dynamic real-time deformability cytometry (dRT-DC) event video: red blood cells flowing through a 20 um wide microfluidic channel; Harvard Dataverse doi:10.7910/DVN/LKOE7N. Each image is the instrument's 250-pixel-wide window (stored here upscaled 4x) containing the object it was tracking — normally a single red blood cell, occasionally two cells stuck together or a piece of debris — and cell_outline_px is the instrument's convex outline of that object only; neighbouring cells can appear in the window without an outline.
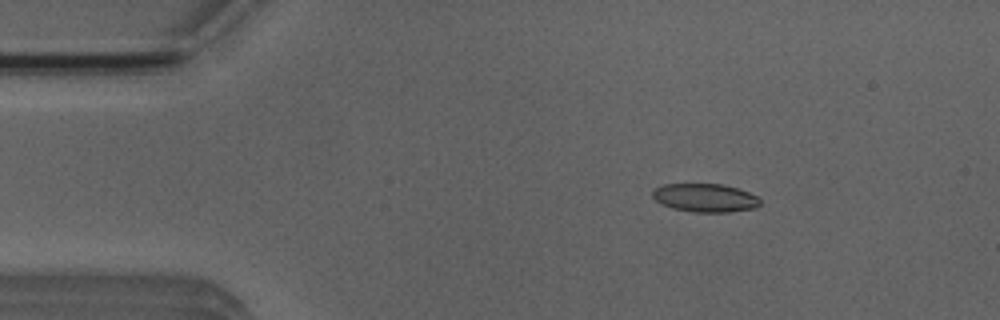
{"species": "Egyptian fruit bat (a non-hibernating species)", "species_latin": "Rousettus aegyptiacus", "temperature_condition": "room temperature", "stored_images_in_passage": 52, "segment_of_instrument_passage": [1, 2], "camera_frame_rate_fps": 3000, "um_per_image_px": 0.085, "animal": {"sex": "male"}, "frame": {"image": 1, "passage_image": 7, "time_ms": 2.0, "image_size_px": [1000, 320], "cell_outline_px": [[760, 204], [756, 208], [728, 212], [692, 212], [672, 208], [660, 204], [652, 196], [652, 188], [664, 184], [724, 184], [748, 192], [756, 196], [760, 200]], "centroid_in_image_um": [59.9, 16.81], "position_along_channel_um": 25.1, "area_um2": 17.92}}
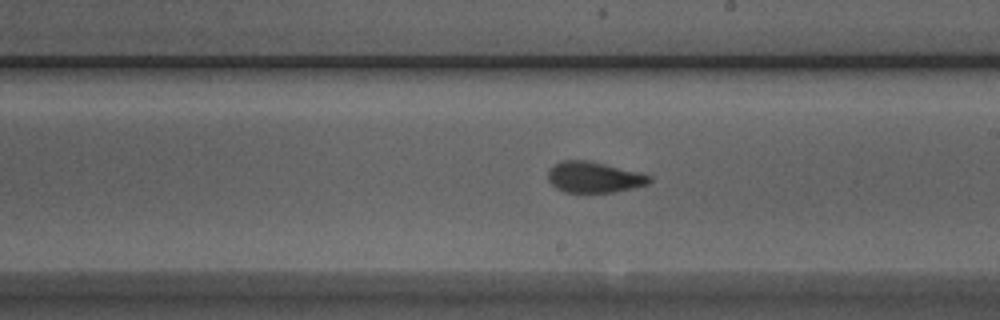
{"frame": {"image": 2, "passage_image": 28, "time_ms": 9.0, "image_size_px": [1000, 320], "cell_outline_px": [[652, 180], [648, 184], [632, 188], [612, 192], [564, 192], [556, 188], [548, 180], [548, 172], [556, 164], [564, 160], [588, 160], [640, 172], [652, 176]], "centroid_in_image_um": [50.52, 15.06], "position_along_channel_um": 238.5, "area_um2": 18.15}}
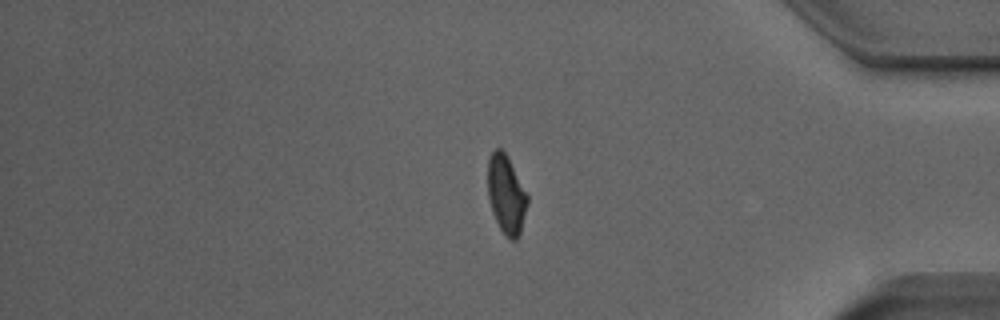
{"frame": {"image": 3, "passage_image": 42, "time_ms": 13.667, "image_size_px": [1000, 320], "cell_outline_px": [[528, 204], [520, 232], [516, 240], [512, 240], [500, 228], [496, 220], [488, 196], [488, 156], [496, 148], [500, 148], [508, 156], [528, 196]], "centroid_in_image_um": [43.03, 16.48], "position_along_channel_um": 392.2, "area_um2": 17.86}}